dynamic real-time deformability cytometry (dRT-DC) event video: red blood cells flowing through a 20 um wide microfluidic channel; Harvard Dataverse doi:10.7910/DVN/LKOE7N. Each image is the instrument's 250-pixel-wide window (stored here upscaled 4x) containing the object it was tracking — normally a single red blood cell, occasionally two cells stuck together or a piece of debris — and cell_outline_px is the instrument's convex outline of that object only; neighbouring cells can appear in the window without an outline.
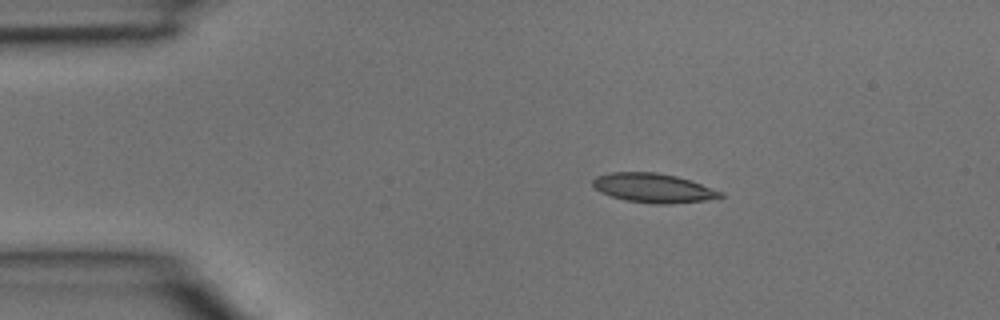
{"species": "common noctule bat (a hibernating species)", "species_latin": "Nyctalus noctula", "temperature_condition": "room temperature", "stored_images_in_passage": 2, "camera_frame_rate_fps": 3000, "um_per_image_px": 0.085, "animal": {"sex": "male", "body_mass_g": 15.6}, "frame": {"image": 1, "passage_image": 1, "time_ms": 0.0, "image_size_px": [1000, 320], "cell_outline_px": [[724, 196], [704, 200], [668, 204], [656, 204], [624, 200], [600, 192], [592, 184], [592, 180], [596, 176], [612, 172], [656, 172], [676, 176], [724, 192]], "centroid_in_image_um": [55.5, 15.98], "position_along_channel_um": 29.5, "area_um2": 21.5}}